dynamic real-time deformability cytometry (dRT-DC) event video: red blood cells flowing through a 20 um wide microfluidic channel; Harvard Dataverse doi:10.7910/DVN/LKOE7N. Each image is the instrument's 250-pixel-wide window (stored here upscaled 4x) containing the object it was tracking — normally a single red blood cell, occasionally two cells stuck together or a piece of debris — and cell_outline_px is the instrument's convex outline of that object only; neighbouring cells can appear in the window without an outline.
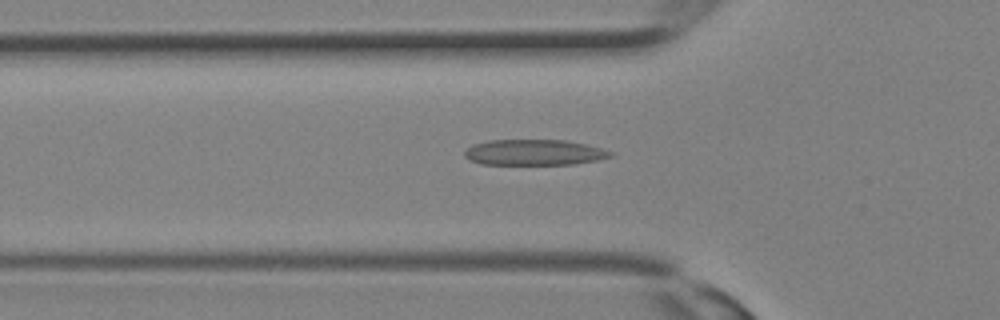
{"species": "Egyptian fruit bat (a non-hibernating species)", "species_latin": "Rousettus aegyptiacus", "temperature_condition": "room temperature", "stored_images_in_passage": 26, "camera_frame_rate_fps": 3000, "um_per_image_px": 0.085, "animal": {"sex": "female"}, "frame": {"image": 1, "passage_image": 6, "time_ms": 1.667, "image_size_px": [1000, 320], "cell_outline_px": [[616, 152], [612, 156], [596, 160], [572, 164], [480, 164], [468, 160], [464, 156], [464, 152], [472, 144], [492, 140], [564, 140], [584, 144]], "centroid_in_image_um": [45.38, 12.95], "position_along_channel_um": 80.4, "area_um2": 21.79}}
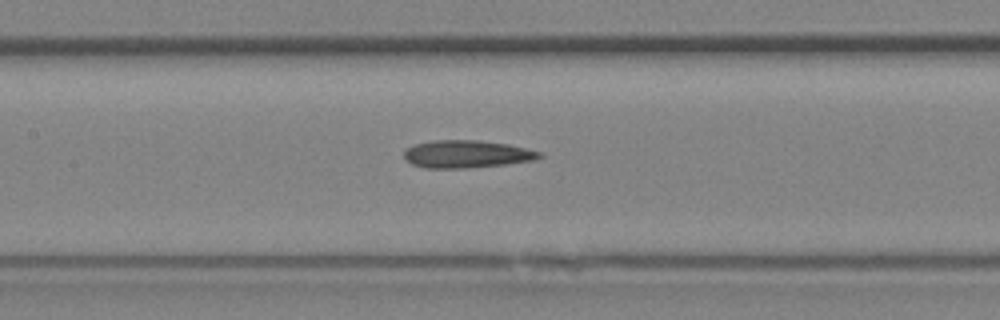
{"frame": {"image": 2, "passage_image": 10, "time_ms": 3.0, "image_size_px": [1000, 320], "cell_outline_px": [[544, 156], [536, 160], [504, 164], [468, 168], [424, 168], [412, 164], [404, 156], [404, 152], [408, 148], [416, 144], [432, 140], [480, 140], [508, 144], [540, 152]], "centroid_in_image_um": [39.68, 13.1], "position_along_channel_um": 167.7, "area_um2": 21.68}}
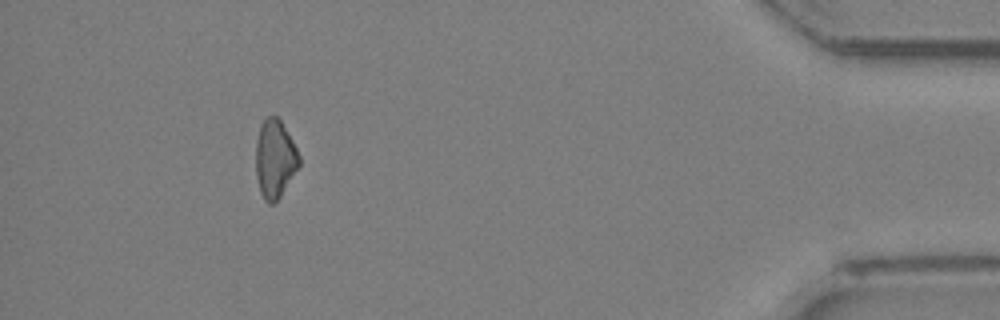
{"frame": {"image": 3, "passage_image": 24, "time_ms": 7.667, "image_size_px": [1000, 320], "cell_outline_px": [[300, 164], [280, 196], [272, 204], [268, 204], [264, 200], [260, 192], [256, 176], [256, 140], [260, 124], [268, 116], [276, 116], [280, 120], [292, 140], [300, 156]], "centroid_in_image_um": [23.35, 13.5], "position_along_channel_um": 411.9, "area_um2": 19.59}}